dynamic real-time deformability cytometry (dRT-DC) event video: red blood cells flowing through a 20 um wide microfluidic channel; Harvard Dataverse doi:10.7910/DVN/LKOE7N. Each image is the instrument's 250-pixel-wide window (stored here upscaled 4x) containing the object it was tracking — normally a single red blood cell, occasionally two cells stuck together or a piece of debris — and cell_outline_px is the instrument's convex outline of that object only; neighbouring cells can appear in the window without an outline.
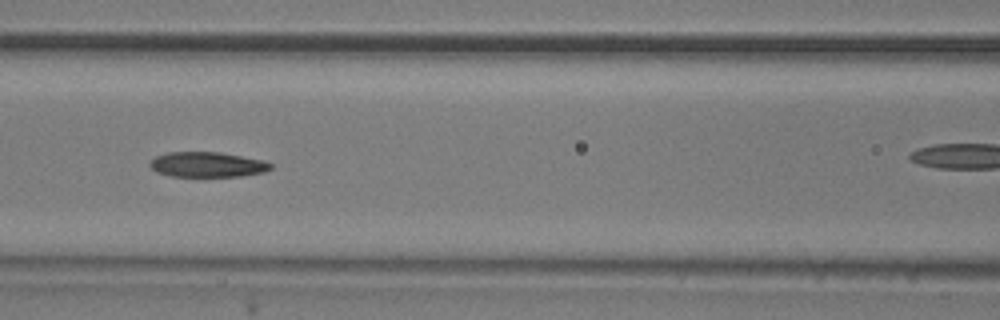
{"species": "common noctule bat (a hibernating species)", "species_latin": "Nyctalus noctula", "temperature_condition": "room temperature", "stored_images_in_passage": 29, "camera_frame_rate_fps": 3000, "um_per_image_px": 0.085, "animal": {"sex": "male", "body_mass_g": 20.5, "forearm_length_mm": 52.5}, "frame": {"image": 1, "passage_image": 9, "time_ms": 2.667, "image_size_px": [1000, 320], "cell_outline_px": [[272, 168], [264, 172], [240, 176], [172, 176], [156, 172], [148, 164], [156, 156], [168, 152], [220, 152], [264, 160], [272, 164]], "centroid_in_image_um": [17.63, 13.98], "position_along_channel_um": 149.0, "area_um2": 17.63}}
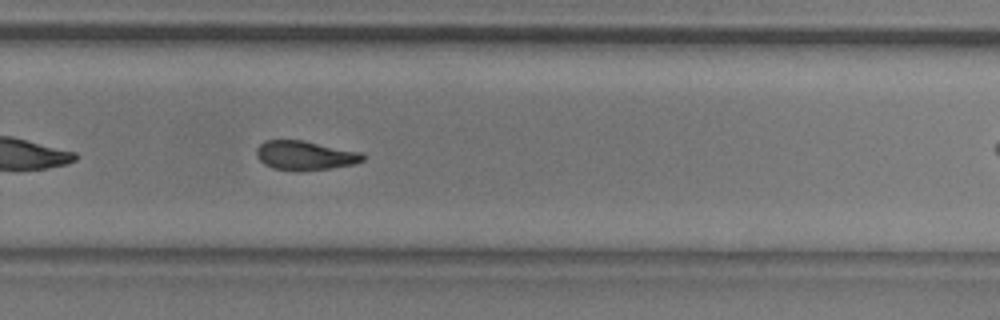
{"frame": {"image": 2, "passage_image": 21, "time_ms": 6.667, "image_size_px": [1000, 320], "cell_outline_px": [[364, 160], [352, 164], [328, 168], [272, 168], [264, 164], [256, 156], [256, 148], [264, 140], [304, 140], [360, 152], [364, 156]], "centroid_in_image_um": [25.89, 13.16], "position_along_channel_um": 303.9, "area_um2": 17.34}}